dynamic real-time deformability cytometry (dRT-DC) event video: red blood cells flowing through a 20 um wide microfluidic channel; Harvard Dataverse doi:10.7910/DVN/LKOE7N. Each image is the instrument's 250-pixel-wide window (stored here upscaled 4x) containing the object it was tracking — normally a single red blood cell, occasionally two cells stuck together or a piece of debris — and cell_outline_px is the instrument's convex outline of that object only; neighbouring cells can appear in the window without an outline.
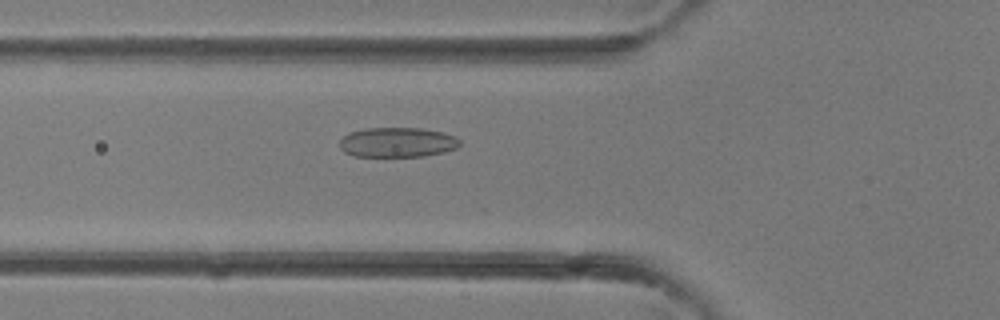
{"species": "common noctule bat (a hibernating species)", "species_latin": "Nyctalus noctula", "temperature_condition": "room temperature", "stored_images_in_passage": 29, "camera_frame_rate_fps": 3000, "um_per_image_px": 0.085, "animal": {"sex": "female"}, "frame": {"image": 1, "passage_image": 4, "time_ms": 1.0, "image_size_px": [1000, 320], "cell_outline_px": [[460, 144], [456, 148], [444, 152], [424, 156], [352, 156], [344, 152], [340, 148], [340, 140], [348, 132], [364, 128], [420, 128], [440, 132], [456, 136], [460, 140]], "centroid_in_image_um": [33.75, 12.09], "position_along_channel_um": 92.0, "area_um2": 20.92}}
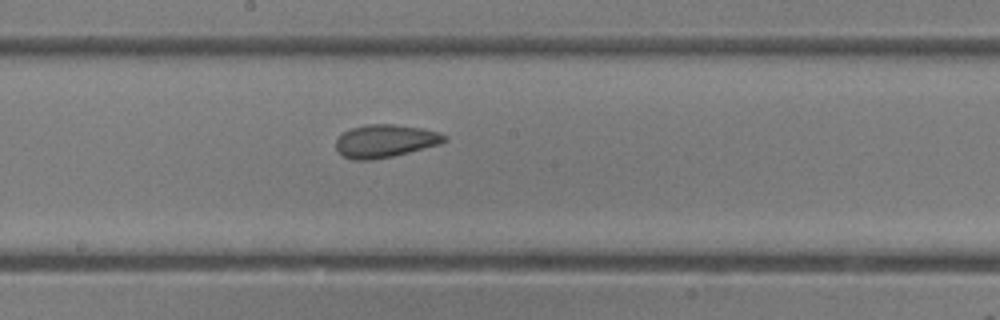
{"frame": {"image": 2, "passage_image": 11, "time_ms": 3.333, "image_size_px": [1000, 320], "cell_outline_px": [[448, 136], [440, 144], [392, 156], [372, 160], [356, 160], [344, 156], [336, 148], [336, 140], [344, 132], [352, 128], [368, 124], [396, 124], [420, 128], [440, 132]], "centroid_in_image_um": [32.75, 11.98], "position_along_channel_um": 215.5, "area_um2": 20.52}}
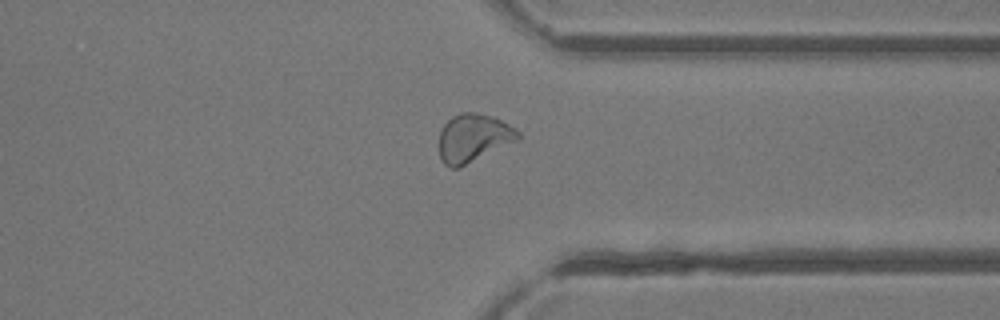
{"frame": {"image": 3, "passage_image": 20, "time_ms": 6.333, "image_size_px": [1000, 320], "cell_outline_px": [[520, 136], [516, 140], [460, 168], [452, 168], [444, 164], [440, 156], [440, 128], [452, 116], [460, 112], [476, 112], [492, 116], [516, 128], [520, 132]], "centroid_in_image_um": [40.21, 11.71], "position_along_channel_um": 371.2, "area_um2": 22.02}}